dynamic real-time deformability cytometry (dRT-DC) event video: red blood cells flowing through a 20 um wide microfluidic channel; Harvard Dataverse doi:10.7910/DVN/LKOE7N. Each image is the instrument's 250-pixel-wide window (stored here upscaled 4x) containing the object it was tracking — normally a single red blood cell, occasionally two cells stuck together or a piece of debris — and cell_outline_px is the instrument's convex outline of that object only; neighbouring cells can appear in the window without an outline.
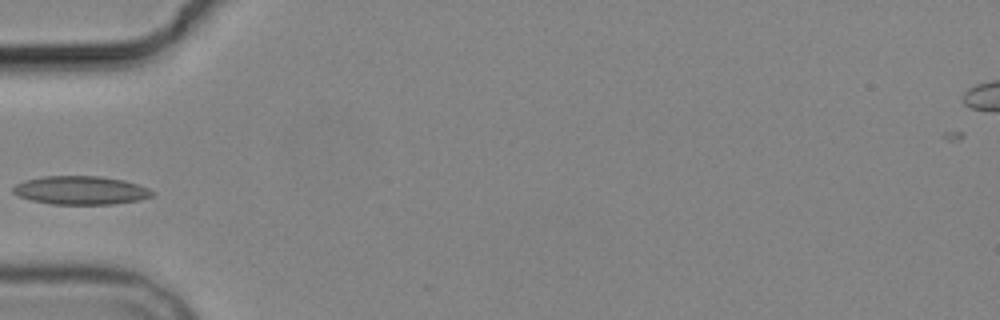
{"species": "common noctule bat (a hibernating species)", "species_latin": "Nyctalus noctula", "temperature_condition": "cold", "stored_images_in_passage": 4, "camera_frame_rate_fps": 3000, "um_per_image_px": 0.085, "animal": {"sex": "male", "body_mass_g": 19.2, "forearm_length_mm": 51.8}, "frame": {"image": 1, "passage_image": 4, "time_ms": 3.667, "image_size_px": [1000, 320], "cell_outline_px": [[156, 192], [152, 196], [140, 200], [112, 204], [52, 204], [32, 200], [20, 196], [12, 192], [12, 188], [16, 184], [24, 180], [44, 176], [100, 176], [124, 180], [148, 188]], "centroid_in_image_um": [6.88, 16.17], "position_along_channel_um": 78.1, "area_um2": 23.06}}